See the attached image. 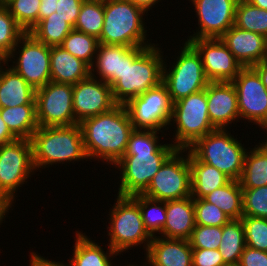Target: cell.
<instances>
[{
  "label": "cell",
  "instance_id": "cell-1",
  "mask_svg": "<svg viewBox=\"0 0 267 266\" xmlns=\"http://www.w3.org/2000/svg\"><path fill=\"white\" fill-rule=\"evenodd\" d=\"M157 134V130L143 129H134L130 134L123 157L114 165L121 175L117 195L142 194L160 167L177 150L172 143L160 144Z\"/></svg>",
  "mask_w": 267,
  "mask_h": 266
},
{
  "label": "cell",
  "instance_id": "cell-2",
  "mask_svg": "<svg viewBox=\"0 0 267 266\" xmlns=\"http://www.w3.org/2000/svg\"><path fill=\"white\" fill-rule=\"evenodd\" d=\"M79 125L88 158H98L112 166L123 157L134 130L125 105L86 118Z\"/></svg>",
  "mask_w": 267,
  "mask_h": 266
},
{
  "label": "cell",
  "instance_id": "cell-3",
  "mask_svg": "<svg viewBox=\"0 0 267 266\" xmlns=\"http://www.w3.org/2000/svg\"><path fill=\"white\" fill-rule=\"evenodd\" d=\"M157 44L137 47L125 60L124 69L112 86V95L118 105H125L162 82L163 55Z\"/></svg>",
  "mask_w": 267,
  "mask_h": 266
},
{
  "label": "cell",
  "instance_id": "cell-4",
  "mask_svg": "<svg viewBox=\"0 0 267 266\" xmlns=\"http://www.w3.org/2000/svg\"><path fill=\"white\" fill-rule=\"evenodd\" d=\"M31 144L36 171L47 165L89 159L79 124L39 127L32 135Z\"/></svg>",
  "mask_w": 267,
  "mask_h": 266
},
{
  "label": "cell",
  "instance_id": "cell-5",
  "mask_svg": "<svg viewBox=\"0 0 267 266\" xmlns=\"http://www.w3.org/2000/svg\"><path fill=\"white\" fill-rule=\"evenodd\" d=\"M145 11L127 0H104V22L99 44L149 47ZM147 39V41H146Z\"/></svg>",
  "mask_w": 267,
  "mask_h": 266
},
{
  "label": "cell",
  "instance_id": "cell-6",
  "mask_svg": "<svg viewBox=\"0 0 267 266\" xmlns=\"http://www.w3.org/2000/svg\"><path fill=\"white\" fill-rule=\"evenodd\" d=\"M225 129H215L198 139L188 150L201 162L240 180L247 149Z\"/></svg>",
  "mask_w": 267,
  "mask_h": 266
},
{
  "label": "cell",
  "instance_id": "cell-7",
  "mask_svg": "<svg viewBox=\"0 0 267 266\" xmlns=\"http://www.w3.org/2000/svg\"><path fill=\"white\" fill-rule=\"evenodd\" d=\"M109 211L108 246L121 254L144 243L143 248L147 251L152 236L144 227L138 203L131 196L118 195Z\"/></svg>",
  "mask_w": 267,
  "mask_h": 266
},
{
  "label": "cell",
  "instance_id": "cell-8",
  "mask_svg": "<svg viewBox=\"0 0 267 266\" xmlns=\"http://www.w3.org/2000/svg\"><path fill=\"white\" fill-rule=\"evenodd\" d=\"M175 123L176 133L172 135L175 142L172 143L181 150H187L198 139L216 129L208 115L206 88L173 103L170 125Z\"/></svg>",
  "mask_w": 267,
  "mask_h": 266
},
{
  "label": "cell",
  "instance_id": "cell-9",
  "mask_svg": "<svg viewBox=\"0 0 267 266\" xmlns=\"http://www.w3.org/2000/svg\"><path fill=\"white\" fill-rule=\"evenodd\" d=\"M183 44L171 67L167 69L166 62H163L162 83L167 87L173 103L204 90L210 83L205 75L200 54L189 42Z\"/></svg>",
  "mask_w": 267,
  "mask_h": 266
},
{
  "label": "cell",
  "instance_id": "cell-10",
  "mask_svg": "<svg viewBox=\"0 0 267 266\" xmlns=\"http://www.w3.org/2000/svg\"><path fill=\"white\" fill-rule=\"evenodd\" d=\"M34 171L31 140L16 139L0 146V194L11 206L16 190Z\"/></svg>",
  "mask_w": 267,
  "mask_h": 266
},
{
  "label": "cell",
  "instance_id": "cell-11",
  "mask_svg": "<svg viewBox=\"0 0 267 266\" xmlns=\"http://www.w3.org/2000/svg\"><path fill=\"white\" fill-rule=\"evenodd\" d=\"M186 151L187 155H183ZM142 194L165 202L191 196L189 150L177 149L160 167Z\"/></svg>",
  "mask_w": 267,
  "mask_h": 266
},
{
  "label": "cell",
  "instance_id": "cell-12",
  "mask_svg": "<svg viewBox=\"0 0 267 266\" xmlns=\"http://www.w3.org/2000/svg\"><path fill=\"white\" fill-rule=\"evenodd\" d=\"M17 49L19 52H17ZM14 55H17V60ZM11 58L15 61H12ZM9 61H12L14 64H11L10 67L20 74L35 90L51 81L50 46L38 41L29 32H26L19 39L13 50L4 60L5 63Z\"/></svg>",
  "mask_w": 267,
  "mask_h": 266
},
{
  "label": "cell",
  "instance_id": "cell-13",
  "mask_svg": "<svg viewBox=\"0 0 267 266\" xmlns=\"http://www.w3.org/2000/svg\"><path fill=\"white\" fill-rule=\"evenodd\" d=\"M125 107L134 129H166L170 125L173 102L167 87L161 82L158 86L130 99Z\"/></svg>",
  "mask_w": 267,
  "mask_h": 266
},
{
  "label": "cell",
  "instance_id": "cell-14",
  "mask_svg": "<svg viewBox=\"0 0 267 266\" xmlns=\"http://www.w3.org/2000/svg\"><path fill=\"white\" fill-rule=\"evenodd\" d=\"M73 85L50 81L36 89V119L39 127L79 124L73 110Z\"/></svg>",
  "mask_w": 267,
  "mask_h": 266
},
{
  "label": "cell",
  "instance_id": "cell-15",
  "mask_svg": "<svg viewBox=\"0 0 267 266\" xmlns=\"http://www.w3.org/2000/svg\"><path fill=\"white\" fill-rule=\"evenodd\" d=\"M236 92L240 119L259 127L267 124V88L252 67H244L232 81Z\"/></svg>",
  "mask_w": 267,
  "mask_h": 266
},
{
  "label": "cell",
  "instance_id": "cell-16",
  "mask_svg": "<svg viewBox=\"0 0 267 266\" xmlns=\"http://www.w3.org/2000/svg\"><path fill=\"white\" fill-rule=\"evenodd\" d=\"M200 54L205 75L210 82H232L244 68L220 38L188 39Z\"/></svg>",
  "mask_w": 267,
  "mask_h": 266
},
{
  "label": "cell",
  "instance_id": "cell-17",
  "mask_svg": "<svg viewBox=\"0 0 267 266\" xmlns=\"http://www.w3.org/2000/svg\"><path fill=\"white\" fill-rule=\"evenodd\" d=\"M73 110L75 120L80 123L86 118L112 110L114 101L111 86L97 79L95 74L73 85Z\"/></svg>",
  "mask_w": 267,
  "mask_h": 266
},
{
  "label": "cell",
  "instance_id": "cell-18",
  "mask_svg": "<svg viewBox=\"0 0 267 266\" xmlns=\"http://www.w3.org/2000/svg\"><path fill=\"white\" fill-rule=\"evenodd\" d=\"M198 18V32L189 39L220 38L235 22L238 0H191ZM200 29V30H199Z\"/></svg>",
  "mask_w": 267,
  "mask_h": 266
},
{
  "label": "cell",
  "instance_id": "cell-19",
  "mask_svg": "<svg viewBox=\"0 0 267 266\" xmlns=\"http://www.w3.org/2000/svg\"><path fill=\"white\" fill-rule=\"evenodd\" d=\"M206 97L210 122L216 129H225L240 119L237 92L232 82H210L206 86Z\"/></svg>",
  "mask_w": 267,
  "mask_h": 266
},
{
  "label": "cell",
  "instance_id": "cell-20",
  "mask_svg": "<svg viewBox=\"0 0 267 266\" xmlns=\"http://www.w3.org/2000/svg\"><path fill=\"white\" fill-rule=\"evenodd\" d=\"M220 39L243 67H252L264 60L266 37L260 34L233 25Z\"/></svg>",
  "mask_w": 267,
  "mask_h": 266
},
{
  "label": "cell",
  "instance_id": "cell-21",
  "mask_svg": "<svg viewBox=\"0 0 267 266\" xmlns=\"http://www.w3.org/2000/svg\"><path fill=\"white\" fill-rule=\"evenodd\" d=\"M145 255L150 266H192V247L188 240L153 236Z\"/></svg>",
  "mask_w": 267,
  "mask_h": 266
},
{
  "label": "cell",
  "instance_id": "cell-22",
  "mask_svg": "<svg viewBox=\"0 0 267 266\" xmlns=\"http://www.w3.org/2000/svg\"><path fill=\"white\" fill-rule=\"evenodd\" d=\"M195 226L194 199L191 196L166 201V221L160 236L188 240Z\"/></svg>",
  "mask_w": 267,
  "mask_h": 266
},
{
  "label": "cell",
  "instance_id": "cell-23",
  "mask_svg": "<svg viewBox=\"0 0 267 266\" xmlns=\"http://www.w3.org/2000/svg\"><path fill=\"white\" fill-rule=\"evenodd\" d=\"M136 48L123 45L99 44L94 59L95 63L90 67V74L97 72V77L100 80L112 86L120 79V75L124 69V60Z\"/></svg>",
  "mask_w": 267,
  "mask_h": 266
},
{
  "label": "cell",
  "instance_id": "cell-24",
  "mask_svg": "<svg viewBox=\"0 0 267 266\" xmlns=\"http://www.w3.org/2000/svg\"><path fill=\"white\" fill-rule=\"evenodd\" d=\"M35 91L8 63L0 61V108L36 104Z\"/></svg>",
  "mask_w": 267,
  "mask_h": 266
},
{
  "label": "cell",
  "instance_id": "cell-25",
  "mask_svg": "<svg viewBox=\"0 0 267 266\" xmlns=\"http://www.w3.org/2000/svg\"><path fill=\"white\" fill-rule=\"evenodd\" d=\"M51 81L76 84L90 76V67L61 46L50 47Z\"/></svg>",
  "mask_w": 267,
  "mask_h": 266
},
{
  "label": "cell",
  "instance_id": "cell-26",
  "mask_svg": "<svg viewBox=\"0 0 267 266\" xmlns=\"http://www.w3.org/2000/svg\"><path fill=\"white\" fill-rule=\"evenodd\" d=\"M189 166L191 172V197L193 199H201L231 180L215 167L199 161L190 151Z\"/></svg>",
  "mask_w": 267,
  "mask_h": 266
},
{
  "label": "cell",
  "instance_id": "cell-27",
  "mask_svg": "<svg viewBox=\"0 0 267 266\" xmlns=\"http://www.w3.org/2000/svg\"><path fill=\"white\" fill-rule=\"evenodd\" d=\"M76 242L74 247V253L71 259H69L68 266H113L111 260L117 256L110 246L106 253L101 245L90 240L85 233L76 231ZM109 250V251H108ZM112 259H111V258ZM116 266V264H115Z\"/></svg>",
  "mask_w": 267,
  "mask_h": 266
},
{
  "label": "cell",
  "instance_id": "cell-28",
  "mask_svg": "<svg viewBox=\"0 0 267 266\" xmlns=\"http://www.w3.org/2000/svg\"><path fill=\"white\" fill-rule=\"evenodd\" d=\"M2 120L17 139L31 140L39 128L36 119V104H23L0 108Z\"/></svg>",
  "mask_w": 267,
  "mask_h": 266
},
{
  "label": "cell",
  "instance_id": "cell-29",
  "mask_svg": "<svg viewBox=\"0 0 267 266\" xmlns=\"http://www.w3.org/2000/svg\"><path fill=\"white\" fill-rule=\"evenodd\" d=\"M203 199L220 208L230 219H241L243 216L242 188L237 180H230L226 185L204 196Z\"/></svg>",
  "mask_w": 267,
  "mask_h": 266
},
{
  "label": "cell",
  "instance_id": "cell-30",
  "mask_svg": "<svg viewBox=\"0 0 267 266\" xmlns=\"http://www.w3.org/2000/svg\"><path fill=\"white\" fill-rule=\"evenodd\" d=\"M246 247L245 231L241 219H230L222 226L219 252L225 264H239Z\"/></svg>",
  "mask_w": 267,
  "mask_h": 266
},
{
  "label": "cell",
  "instance_id": "cell-31",
  "mask_svg": "<svg viewBox=\"0 0 267 266\" xmlns=\"http://www.w3.org/2000/svg\"><path fill=\"white\" fill-rule=\"evenodd\" d=\"M239 182L242 189L267 186V154L257 146L246 152Z\"/></svg>",
  "mask_w": 267,
  "mask_h": 266
},
{
  "label": "cell",
  "instance_id": "cell-32",
  "mask_svg": "<svg viewBox=\"0 0 267 266\" xmlns=\"http://www.w3.org/2000/svg\"><path fill=\"white\" fill-rule=\"evenodd\" d=\"M73 28L56 12L41 20L29 33L47 46H60Z\"/></svg>",
  "mask_w": 267,
  "mask_h": 266
},
{
  "label": "cell",
  "instance_id": "cell-33",
  "mask_svg": "<svg viewBox=\"0 0 267 266\" xmlns=\"http://www.w3.org/2000/svg\"><path fill=\"white\" fill-rule=\"evenodd\" d=\"M139 205L145 229L153 237L159 234L166 221V202L143 194L131 196Z\"/></svg>",
  "mask_w": 267,
  "mask_h": 266
},
{
  "label": "cell",
  "instance_id": "cell-34",
  "mask_svg": "<svg viewBox=\"0 0 267 266\" xmlns=\"http://www.w3.org/2000/svg\"><path fill=\"white\" fill-rule=\"evenodd\" d=\"M234 26L266 37L267 10L254 6L246 0H238Z\"/></svg>",
  "mask_w": 267,
  "mask_h": 266
},
{
  "label": "cell",
  "instance_id": "cell-35",
  "mask_svg": "<svg viewBox=\"0 0 267 266\" xmlns=\"http://www.w3.org/2000/svg\"><path fill=\"white\" fill-rule=\"evenodd\" d=\"M104 22V1H84L74 30L99 39Z\"/></svg>",
  "mask_w": 267,
  "mask_h": 266
},
{
  "label": "cell",
  "instance_id": "cell-36",
  "mask_svg": "<svg viewBox=\"0 0 267 266\" xmlns=\"http://www.w3.org/2000/svg\"><path fill=\"white\" fill-rule=\"evenodd\" d=\"M98 45L99 40L95 37L73 29L60 46L91 67Z\"/></svg>",
  "mask_w": 267,
  "mask_h": 266
},
{
  "label": "cell",
  "instance_id": "cell-37",
  "mask_svg": "<svg viewBox=\"0 0 267 266\" xmlns=\"http://www.w3.org/2000/svg\"><path fill=\"white\" fill-rule=\"evenodd\" d=\"M25 30L15 21L6 5H0V61H4Z\"/></svg>",
  "mask_w": 267,
  "mask_h": 266
},
{
  "label": "cell",
  "instance_id": "cell-38",
  "mask_svg": "<svg viewBox=\"0 0 267 266\" xmlns=\"http://www.w3.org/2000/svg\"><path fill=\"white\" fill-rule=\"evenodd\" d=\"M41 0H11L6 7L15 21L30 32L38 24Z\"/></svg>",
  "mask_w": 267,
  "mask_h": 266
},
{
  "label": "cell",
  "instance_id": "cell-39",
  "mask_svg": "<svg viewBox=\"0 0 267 266\" xmlns=\"http://www.w3.org/2000/svg\"><path fill=\"white\" fill-rule=\"evenodd\" d=\"M246 246L267 252V219L242 216Z\"/></svg>",
  "mask_w": 267,
  "mask_h": 266
},
{
  "label": "cell",
  "instance_id": "cell-40",
  "mask_svg": "<svg viewBox=\"0 0 267 266\" xmlns=\"http://www.w3.org/2000/svg\"><path fill=\"white\" fill-rule=\"evenodd\" d=\"M243 216L267 219V186L242 189Z\"/></svg>",
  "mask_w": 267,
  "mask_h": 266
},
{
  "label": "cell",
  "instance_id": "cell-41",
  "mask_svg": "<svg viewBox=\"0 0 267 266\" xmlns=\"http://www.w3.org/2000/svg\"><path fill=\"white\" fill-rule=\"evenodd\" d=\"M194 210L196 225L223 226L230 220L220 208L203 198L194 199Z\"/></svg>",
  "mask_w": 267,
  "mask_h": 266
},
{
  "label": "cell",
  "instance_id": "cell-42",
  "mask_svg": "<svg viewBox=\"0 0 267 266\" xmlns=\"http://www.w3.org/2000/svg\"><path fill=\"white\" fill-rule=\"evenodd\" d=\"M221 237L222 226L196 225L188 241L192 248L218 249Z\"/></svg>",
  "mask_w": 267,
  "mask_h": 266
},
{
  "label": "cell",
  "instance_id": "cell-43",
  "mask_svg": "<svg viewBox=\"0 0 267 266\" xmlns=\"http://www.w3.org/2000/svg\"><path fill=\"white\" fill-rule=\"evenodd\" d=\"M226 265L218 249L192 248V266Z\"/></svg>",
  "mask_w": 267,
  "mask_h": 266
},
{
  "label": "cell",
  "instance_id": "cell-44",
  "mask_svg": "<svg viewBox=\"0 0 267 266\" xmlns=\"http://www.w3.org/2000/svg\"><path fill=\"white\" fill-rule=\"evenodd\" d=\"M83 2L84 0H58L56 13L74 28Z\"/></svg>",
  "mask_w": 267,
  "mask_h": 266
},
{
  "label": "cell",
  "instance_id": "cell-45",
  "mask_svg": "<svg viewBox=\"0 0 267 266\" xmlns=\"http://www.w3.org/2000/svg\"><path fill=\"white\" fill-rule=\"evenodd\" d=\"M239 266H267V252L246 246L241 254Z\"/></svg>",
  "mask_w": 267,
  "mask_h": 266
},
{
  "label": "cell",
  "instance_id": "cell-46",
  "mask_svg": "<svg viewBox=\"0 0 267 266\" xmlns=\"http://www.w3.org/2000/svg\"><path fill=\"white\" fill-rule=\"evenodd\" d=\"M58 0H41L38 14V23L56 12V4Z\"/></svg>",
  "mask_w": 267,
  "mask_h": 266
},
{
  "label": "cell",
  "instance_id": "cell-47",
  "mask_svg": "<svg viewBox=\"0 0 267 266\" xmlns=\"http://www.w3.org/2000/svg\"><path fill=\"white\" fill-rule=\"evenodd\" d=\"M37 252H30V266H68L65 263L63 264L62 262L59 263L56 261H52L49 259H45V257L36 254Z\"/></svg>",
  "mask_w": 267,
  "mask_h": 266
},
{
  "label": "cell",
  "instance_id": "cell-48",
  "mask_svg": "<svg viewBox=\"0 0 267 266\" xmlns=\"http://www.w3.org/2000/svg\"><path fill=\"white\" fill-rule=\"evenodd\" d=\"M16 139L17 138L10 132L6 123L2 120V117L0 115V146L12 142Z\"/></svg>",
  "mask_w": 267,
  "mask_h": 266
},
{
  "label": "cell",
  "instance_id": "cell-49",
  "mask_svg": "<svg viewBox=\"0 0 267 266\" xmlns=\"http://www.w3.org/2000/svg\"><path fill=\"white\" fill-rule=\"evenodd\" d=\"M252 68L258 73L262 80V83L267 88V61L262 60L261 62H258L257 64L253 65Z\"/></svg>",
  "mask_w": 267,
  "mask_h": 266
},
{
  "label": "cell",
  "instance_id": "cell-50",
  "mask_svg": "<svg viewBox=\"0 0 267 266\" xmlns=\"http://www.w3.org/2000/svg\"><path fill=\"white\" fill-rule=\"evenodd\" d=\"M137 7L143 9L146 13L150 11L151 7L161 0H127Z\"/></svg>",
  "mask_w": 267,
  "mask_h": 266
},
{
  "label": "cell",
  "instance_id": "cell-51",
  "mask_svg": "<svg viewBox=\"0 0 267 266\" xmlns=\"http://www.w3.org/2000/svg\"><path fill=\"white\" fill-rule=\"evenodd\" d=\"M12 206L0 194V225ZM5 216V217H4Z\"/></svg>",
  "mask_w": 267,
  "mask_h": 266
},
{
  "label": "cell",
  "instance_id": "cell-52",
  "mask_svg": "<svg viewBox=\"0 0 267 266\" xmlns=\"http://www.w3.org/2000/svg\"><path fill=\"white\" fill-rule=\"evenodd\" d=\"M246 1L261 9L267 10V0H246Z\"/></svg>",
  "mask_w": 267,
  "mask_h": 266
},
{
  "label": "cell",
  "instance_id": "cell-53",
  "mask_svg": "<svg viewBox=\"0 0 267 266\" xmlns=\"http://www.w3.org/2000/svg\"><path fill=\"white\" fill-rule=\"evenodd\" d=\"M261 129H266L267 131V124L260 126ZM266 142L259 143V145H256L259 149H261L265 154H267V140H264Z\"/></svg>",
  "mask_w": 267,
  "mask_h": 266
},
{
  "label": "cell",
  "instance_id": "cell-54",
  "mask_svg": "<svg viewBox=\"0 0 267 266\" xmlns=\"http://www.w3.org/2000/svg\"><path fill=\"white\" fill-rule=\"evenodd\" d=\"M11 0H0V5H6Z\"/></svg>",
  "mask_w": 267,
  "mask_h": 266
},
{
  "label": "cell",
  "instance_id": "cell-55",
  "mask_svg": "<svg viewBox=\"0 0 267 266\" xmlns=\"http://www.w3.org/2000/svg\"><path fill=\"white\" fill-rule=\"evenodd\" d=\"M264 60L267 61V36H266V51H265Z\"/></svg>",
  "mask_w": 267,
  "mask_h": 266
},
{
  "label": "cell",
  "instance_id": "cell-56",
  "mask_svg": "<svg viewBox=\"0 0 267 266\" xmlns=\"http://www.w3.org/2000/svg\"><path fill=\"white\" fill-rule=\"evenodd\" d=\"M144 265H141V266H148L147 265V262L145 261V263H143ZM131 266H138L137 264L136 265H134V264H131ZM150 266V265H149Z\"/></svg>",
  "mask_w": 267,
  "mask_h": 266
},
{
  "label": "cell",
  "instance_id": "cell-57",
  "mask_svg": "<svg viewBox=\"0 0 267 266\" xmlns=\"http://www.w3.org/2000/svg\"><path fill=\"white\" fill-rule=\"evenodd\" d=\"M224 266H239V264H226Z\"/></svg>",
  "mask_w": 267,
  "mask_h": 266
},
{
  "label": "cell",
  "instance_id": "cell-58",
  "mask_svg": "<svg viewBox=\"0 0 267 266\" xmlns=\"http://www.w3.org/2000/svg\"><path fill=\"white\" fill-rule=\"evenodd\" d=\"M84 1H104V0H84Z\"/></svg>",
  "mask_w": 267,
  "mask_h": 266
}]
</instances>
